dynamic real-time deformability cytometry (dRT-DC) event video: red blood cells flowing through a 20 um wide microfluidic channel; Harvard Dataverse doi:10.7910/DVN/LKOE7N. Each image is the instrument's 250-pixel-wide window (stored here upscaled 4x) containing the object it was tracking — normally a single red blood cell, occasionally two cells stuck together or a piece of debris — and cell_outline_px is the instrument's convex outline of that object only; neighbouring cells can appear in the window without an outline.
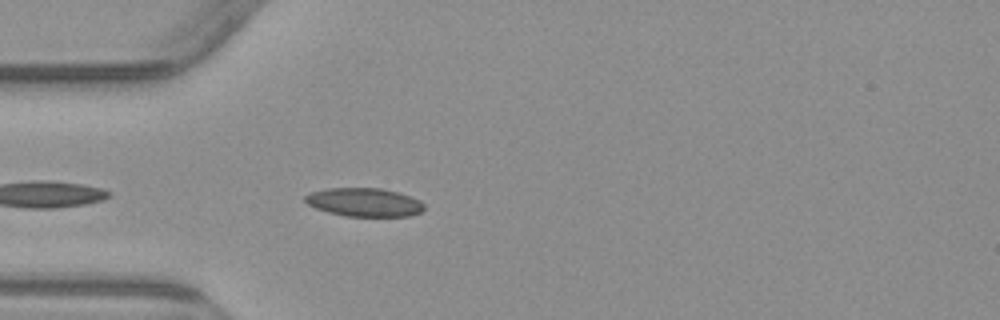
{"species": "common noctule bat (a hibernating species)", "species_latin": "Nyctalus noctula", "temperature_condition": "warm", "stored_images_in_passage": 4, "camera_frame_rate_fps": 3000, "um_per_image_px": 0.085, "animal": {"sex": "male", "body_mass_g": 23.1, "forearm_length_mm": 52.7}, "frame": {"image": 1, "passage_image": 4, "time_ms": 4.667, "image_size_px": [1000, 320], "cell_outline_px": [[424, 208], [420, 212], [408, 216], [344, 216], [328, 212], [316, 208], [308, 204], [304, 200], [304, 196], [312, 192], [328, 188], [380, 188], [396, 192], [420, 200], [424, 204]], "centroid_in_image_um": [30.94, 17.19], "position_along_channel_um": 54.1, "area_um2": 19.59}}